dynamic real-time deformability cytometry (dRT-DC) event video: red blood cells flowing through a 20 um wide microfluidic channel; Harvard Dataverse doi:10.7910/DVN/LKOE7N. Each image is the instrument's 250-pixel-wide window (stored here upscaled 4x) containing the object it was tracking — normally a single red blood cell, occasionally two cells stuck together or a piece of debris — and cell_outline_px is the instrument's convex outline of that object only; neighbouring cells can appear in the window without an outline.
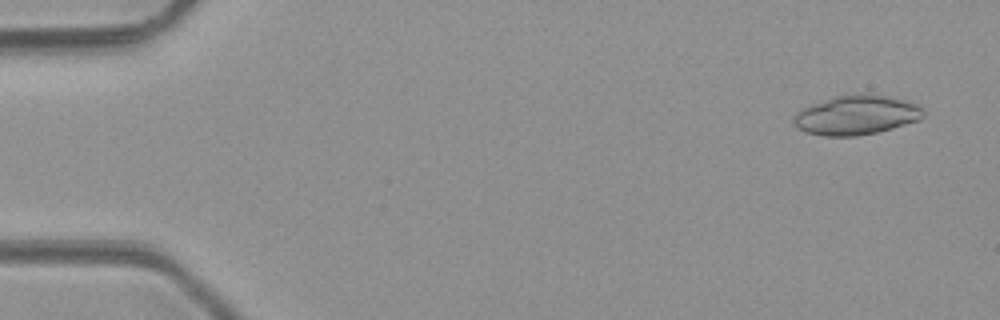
{"species": "common noctule bat (a hibernating species)", "species_latin": "Nyctalus noctula", "temperature_condition": "room temperature", "stored_images_in_passage": 4, "camera_frame_rate_fps": 3000, "um_per_image_px": 0.085, "animal": {"sex": "male", "body_mass_g": 23.1, "forearm_length_mm": 52.7}, "frame": {"image": 1, "passage_image": 1, "time_ms": 0.0, "image_size_px": [1000, 320], "cell_outline_px": [[924, 116], [920, 120], [892, 128], [876, 132], [856, 136], [824, 136], [808, 132], [800, 128], [792, 120], [800, 108], [836, 96], [872, 92], [904, 100], [916, 104], [924, 108]], "centroid_in_image_um": [72.83, 9.76], "position_along_channel_um": 12.2, "area_um2": 29.77}}